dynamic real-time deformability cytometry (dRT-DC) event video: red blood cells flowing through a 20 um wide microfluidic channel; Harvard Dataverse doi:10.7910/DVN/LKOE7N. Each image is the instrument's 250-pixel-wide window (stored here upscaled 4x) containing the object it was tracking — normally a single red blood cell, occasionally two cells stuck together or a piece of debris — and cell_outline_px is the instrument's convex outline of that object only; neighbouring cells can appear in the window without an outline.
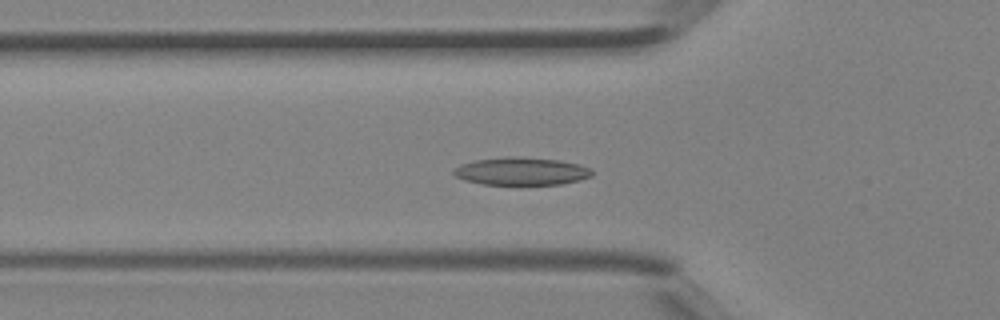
{"species": "Egyptian fruit bat (a non-hibernating species)", "species_latin": "Rousettus aegyptiacus", "temperature_condition": "room temperature", "stored_images_in_passage": 39, "camera_frame_rate_fps": 3000, "um_per_image_px": 0.085, "animal": {"sex": "female"}, "frame": {"image": 1, "passage_image": 11, "time_ms": 3.333, "image_size_px": [1000, 320], "cell_outline_px": [[592, 176], [580, 180], [560, 184], [484, 184], [464, 180], [456, 176], [452, 172], [460, 164], [476, 160], [508, 156], [520, 156], [560, 160], [580, 164], [588, 168], [592, 172]], "centroid_in_image_um": [44.32, 14.54], "position_along_channel_um": 81.5, "area_um2": 22.31}}
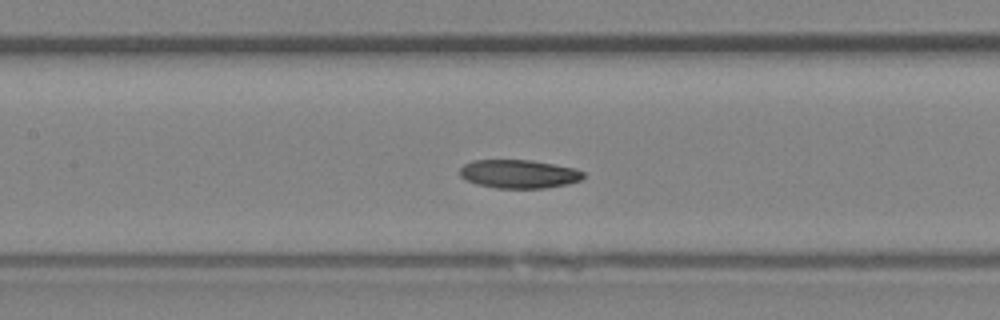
{"frame": {"image": 2, "passage_image": 16, "time_ms": 5.0, "image_size_px": [1000, 320], "cell_outline_px": [[584, 176], [580, 180], [568, 184], [548, 188], [496, 188], [476, 184], [460, 176], [460, 168], [464, 164], [472, 160], [532, 160], [572, 168], [584, 172]], "centroid_in_image_um": [44.09, 14.79], "position_along_channel_um": 163.3, "area_um2": 20.46}}
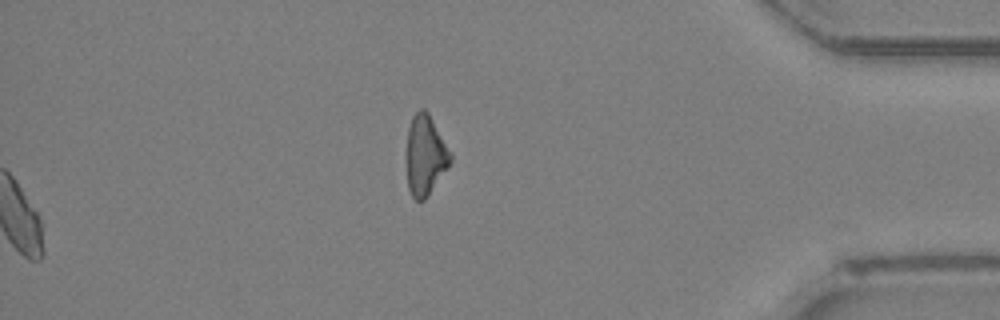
{"frame": {"image": 3, "passage_image": 39, "time_ms": 12.667, "image_size_px": [1000, 320], "cell_outline_px": [[452, 160], [448, 168], [428, 196], [424, 200], [416, 200], [412, 196], [408, 188], [404, 160], [404, 156], [408, 128], [412, 116], [420, 108], [424, 108], [428, 112], [452, 152]], "centroid_in_image_um": [36.12, 13.2], "position_along_channel_um": 399.1, "area_um2": 21.33}}